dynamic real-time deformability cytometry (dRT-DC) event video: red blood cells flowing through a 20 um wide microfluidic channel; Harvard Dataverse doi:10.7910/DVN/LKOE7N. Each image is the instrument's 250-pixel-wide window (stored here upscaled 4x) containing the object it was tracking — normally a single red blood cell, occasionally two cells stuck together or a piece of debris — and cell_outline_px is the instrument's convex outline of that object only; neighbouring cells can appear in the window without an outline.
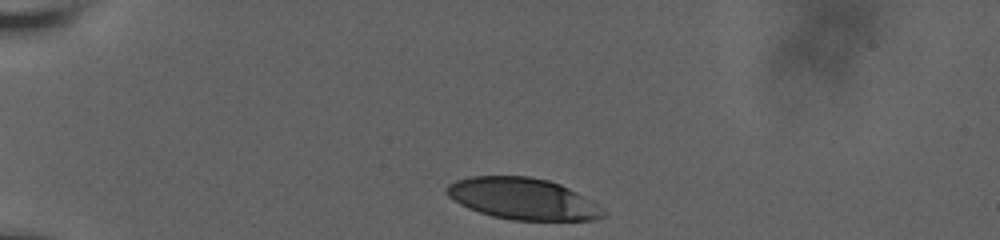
{"species": "human", "species_latin": "Homo sapiens", "temperature_condition": "room temperature", "stored_images_in_passage": 13, "camera_frame_rate_fps": 3000, "um_per_image_px": 0.085, "donor": {"sex": "male"}, "frame": {"image": 1, "passage_image": 1, "time_ms": 0.0, "image_size_px": [1000, 240], "cell_outline_px": [[608, 212], [604, 216], [596, 220], [512, 220], [492, 216], [468, 208], [460, 204], [448, 196], [444, 188], [448, 184], [456, 180], [472, 176], [528, 176], [548, 180], [560, 184], [576, 192], [596, 204]], "centroid_in_image_um": [44.42, 16.9], "position_along_channel_um": 40.6, "area_um2": 37.8}}
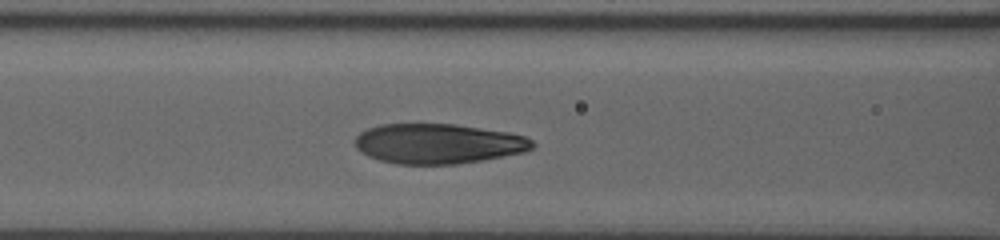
{"frame": {"image": 2, "passage_image": 10, "time_ms": 4.0, "image_size_px": [1000, 240], "cell_outline_px": [[536, 144], [532, 148], [524, 152], [480, 160], [456, 164], [396, 164], [380, 160], [368, 156], [360, 152], [356, 148], [356, 136], [360, 132], [368, 128], [380, 124], [456, 124], [508, 132], [524, 136], [532, 140]], "centroid_in_image_um": [37.23, 12.21], "position_along_channel_um": 129.4, "area_um2": 41.27}}
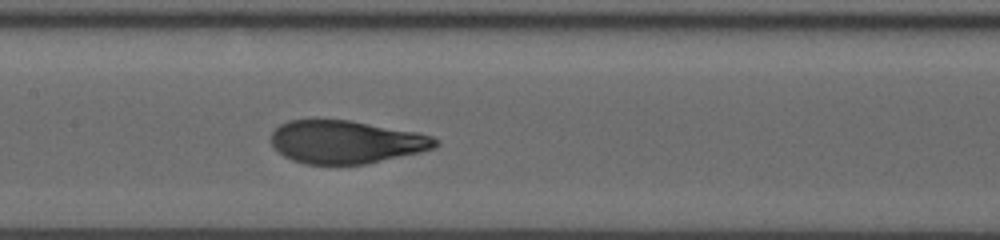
{"frame": {"image": 3, "passage_image": 13, "time_ms": 5.333, "image_size_px": [1000, 240], "cell_outline_px": [[440, 144], [436, 148], [420, 152], [368, 164], [336, 168], [304, 164], [292, 160], [284, 156], [272, 144], [272, 132], [280, 124], [288, 120], [348, 120], [416, 132], [432, 136], [440, 140]], "centroid_in_image_um": [29.43, 12.12], "position_along_channel_um": 178.0, "area_um2": 42.02}}